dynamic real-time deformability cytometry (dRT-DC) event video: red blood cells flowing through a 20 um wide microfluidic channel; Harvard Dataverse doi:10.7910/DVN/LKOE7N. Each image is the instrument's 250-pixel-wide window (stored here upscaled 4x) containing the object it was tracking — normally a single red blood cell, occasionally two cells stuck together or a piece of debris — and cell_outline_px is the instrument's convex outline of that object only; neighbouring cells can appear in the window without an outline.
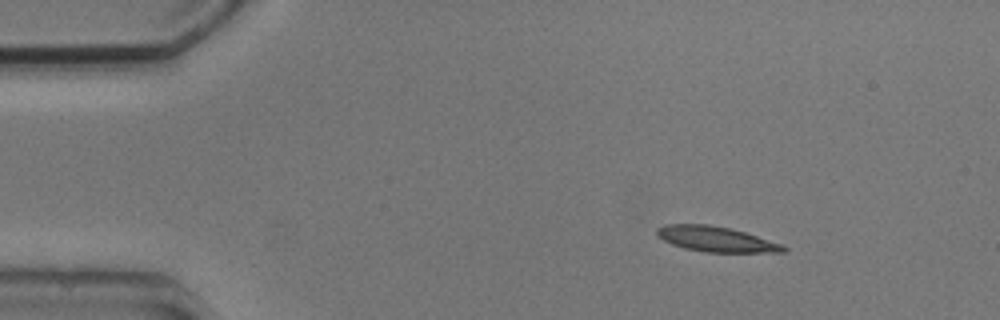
{"species": "common noctule bat (a hibernating species)", "species_latin": "Nyctalus noctula", "temperature_condition": "cold", "stored_images_in_passage": 3, "camera_frame_rate_fps": 3000, "um_per_image_px": 0.085, "animal": {"sex": "male", "body_mass_g": 20.5, "forearm_length_mm": 52.5}, "frame": {"image": 1, "passage_image": 1, "time_ms": 0.0, "image_size_px": [1000, 320], "cell_outline_px": [[788, 248], [784, 252], [708, 252], [684, 248], [672, 244], [656, 236], [656, 228], [664, 224], [708, 224], [728, 228], [744, 232], [780, 244]], "centroid_in_image_um": [60.79, 20.32], "position_along_channel_um": 24.2, "area_um2": 18.38}}